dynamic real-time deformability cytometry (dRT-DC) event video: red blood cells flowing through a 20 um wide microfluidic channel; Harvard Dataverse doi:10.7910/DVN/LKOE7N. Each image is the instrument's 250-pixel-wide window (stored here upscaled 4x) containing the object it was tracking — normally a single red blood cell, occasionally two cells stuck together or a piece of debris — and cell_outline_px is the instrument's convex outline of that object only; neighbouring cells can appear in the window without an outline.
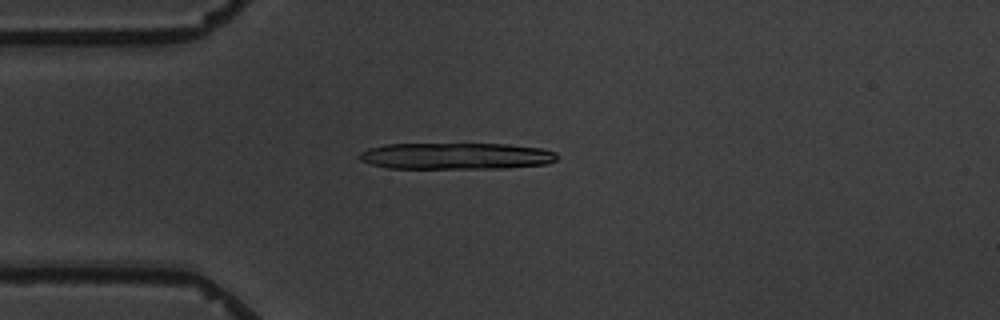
{"species": "common noctule bat (a hibernating species)", "species_latin": "Nyctalus noctula", "temperature_condition": "warm", "stored_images_in_passage": 5, "camera_frame_rate_fps": 3000, "um_per_image_px": 0.085, "animal": {"sex": "male", "body_mass_g": 19.5, "forearm_length_mm": 54.6}, "frame": {"image": 1, "passage_image": 2, "time_ms": 1.333, "image_size_px": [1000, 320], "cell_outline_px": [[560, 156], [556, 160], [548, 164], [504, 168], [388, 168], [372, 164], [360, 160], [360, 152], [368, 148], [384, 144], [508, 144], [540, 148], [556, 152]], "centroid_in_image_um": [38.8, 13.26], "position_along_channel_um": 46.2, "area_um2": 30.63}}